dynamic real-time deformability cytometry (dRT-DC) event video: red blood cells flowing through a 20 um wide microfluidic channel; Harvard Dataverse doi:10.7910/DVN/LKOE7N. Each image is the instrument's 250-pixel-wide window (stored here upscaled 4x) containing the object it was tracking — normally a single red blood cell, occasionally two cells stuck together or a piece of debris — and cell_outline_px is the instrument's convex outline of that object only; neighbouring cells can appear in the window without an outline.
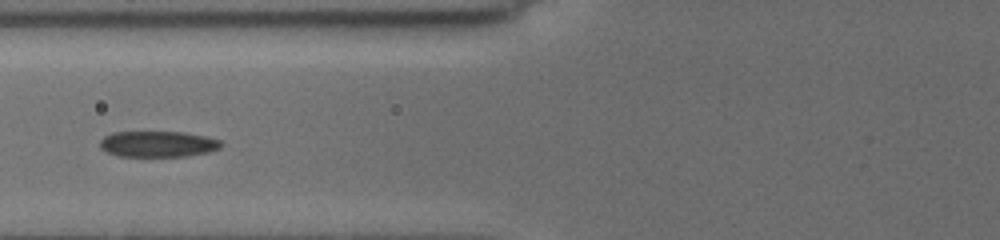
{"species": "common noctule bat (a hibernating species)", "species_latin": "Nyctalus noctula", "temperature_condition": "cold", "stored_images_in_passage": 7, "camera_frame_rate_fps": 3000, "um_per_image_px": 0.085, "animal": {"sex": "female", "body_mass_g": 19.5, "forearm_length_mm": 54.1}, "frame": {"image": 1, "passage_image": 6, "time_ms": 5.0, "image_size_px": [1000, 240], "cell_outline_px": [[224, 144], [220, 148], [208, 152], [188, 156], [116, 156], [104, 152], [100, 148], [100, 140], [104, 136], [112, 132], [184, 132], [204, 136], [220, 140]], "centroid_in_image_um": [13.39, 12.24], "position_along_channel_um": 112.4, "area_um2": 18.5}}
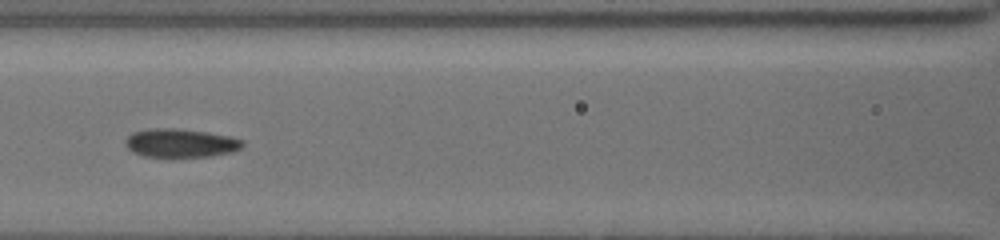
{"frame": {"image": 2, "passage_image": 7, "time_ms": 6.0, "image_size_px": [1000, 240], "cell_outline_px": [[244, 144], [240, 148], [232, 152], [212, 156], [172, 160], [144, 156], [132, 152], [124, 144], [124, 140], [132, 132], [152, 128], [176, 128], [208, 132], [228, 136], [244, 140]], "centroid_in_image_um": [15.31, 12.2], "position_along_channel_um": 151.3, "area_um2": 20.46}}